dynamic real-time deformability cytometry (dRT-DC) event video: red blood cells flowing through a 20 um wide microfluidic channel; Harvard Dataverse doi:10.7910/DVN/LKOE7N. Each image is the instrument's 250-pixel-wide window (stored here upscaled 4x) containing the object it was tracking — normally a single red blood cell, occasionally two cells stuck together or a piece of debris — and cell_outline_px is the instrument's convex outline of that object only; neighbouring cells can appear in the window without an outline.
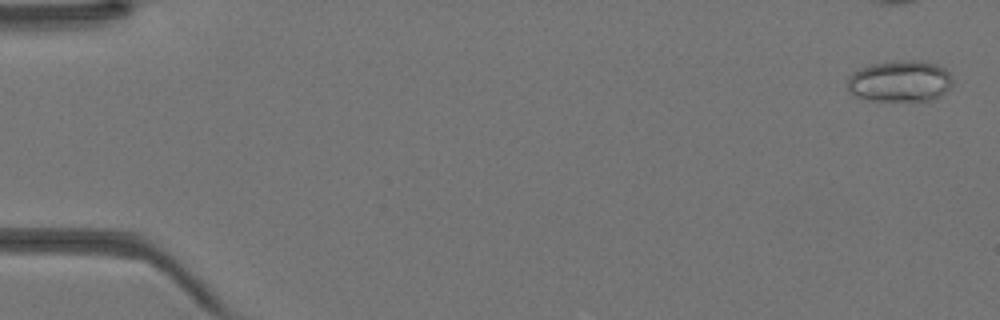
{"species": "Egyptian fruit bat (a non-hibernating species)", "species_latin": "Rousettus aegyptiacus", "temperature_condition": "warm", "stored_images_in_passage": 8, "camera_frame_rate_fps": 3000, "um_per_image_px": 0.085, "animal": {"sex": "female"}, "frame": {"image": 1, "passage_image": 2, "time_ms": 0.333, "image_size_px": [1000, 320], "cell_outline_px": [[952, 84], [940, 96], [932, 100], [864, 100], [852, 96], [848, 92], [848, 76], [852, 72], [860, 68], [872, 64], [908, 60], [920, 60], [936, 64], [944, 68], [948, 72], [952, 80]], "centroid_in_image_um": [76.45, 6.91], "position_along_channel_um": 8.5, "area_um2": 25.37}}